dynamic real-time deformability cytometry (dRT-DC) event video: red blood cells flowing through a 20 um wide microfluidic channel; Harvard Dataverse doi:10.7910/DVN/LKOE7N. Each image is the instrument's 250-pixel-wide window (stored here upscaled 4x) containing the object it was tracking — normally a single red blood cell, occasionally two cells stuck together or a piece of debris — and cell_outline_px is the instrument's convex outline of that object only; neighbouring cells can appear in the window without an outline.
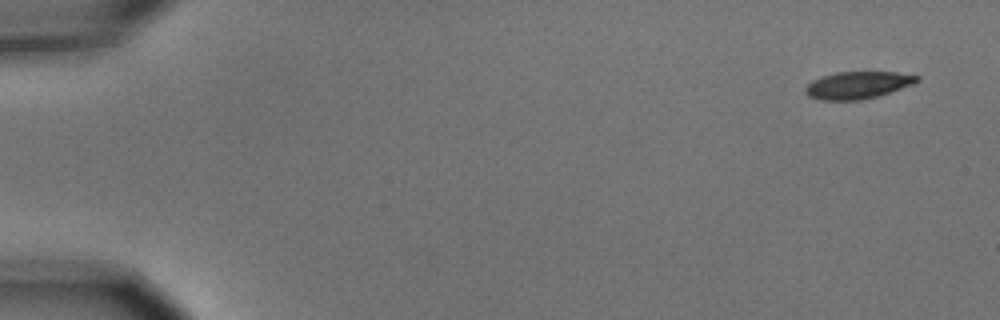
{"species": "common noctule bat (a hibernating species)", "species_latin": "Nyctalus noctula", "temperature_condition": "cold", "stored_images_in_passage": 5, "camera_frame_rate_fps": 3000, "um_per_image_px": 0.085, "animal": {"sex": "male", "body_mass_g": 15.6}, "frame": {"image": 1, "passage_image": 1, "time_ms": 0.0, "image_size_px": [1000, 320], "cell_outline_px": [[920, 80], [912, 84], [876, 96], [860, 100], [820, 100], [808, 96], [804, 92], [804, 88], [812, 80], [836, 72], [896, 72], [920, 76]], "centroid_in_image_um": [72.87, 7.23], "position_along_channel_um": 12.1, "area_um2": 17.51}}
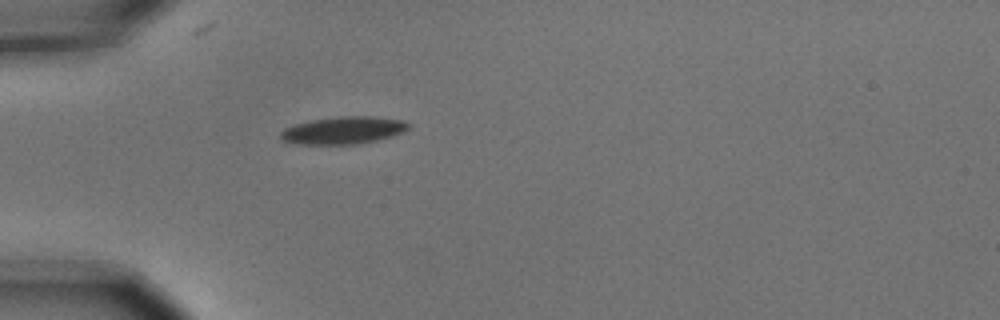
{"frame": {"image": 2, "passage_image": 5, "time_ms": 1.333, "image_size_px": [1000, 320], "cell_outline_px": [[412, 124], [404, 132], [392, 136], [376, 140], [356, 144], [296, 144], [284, 140], [280, 136], [280, 132], [284, 128], [296, 124], [312, 120], [340, 116], [372, 116], [404, 120]], "centroid_in_image_um": [29.22, 11.07], "position_along_channel_um": 55.8, "area_um2": 20.4}}